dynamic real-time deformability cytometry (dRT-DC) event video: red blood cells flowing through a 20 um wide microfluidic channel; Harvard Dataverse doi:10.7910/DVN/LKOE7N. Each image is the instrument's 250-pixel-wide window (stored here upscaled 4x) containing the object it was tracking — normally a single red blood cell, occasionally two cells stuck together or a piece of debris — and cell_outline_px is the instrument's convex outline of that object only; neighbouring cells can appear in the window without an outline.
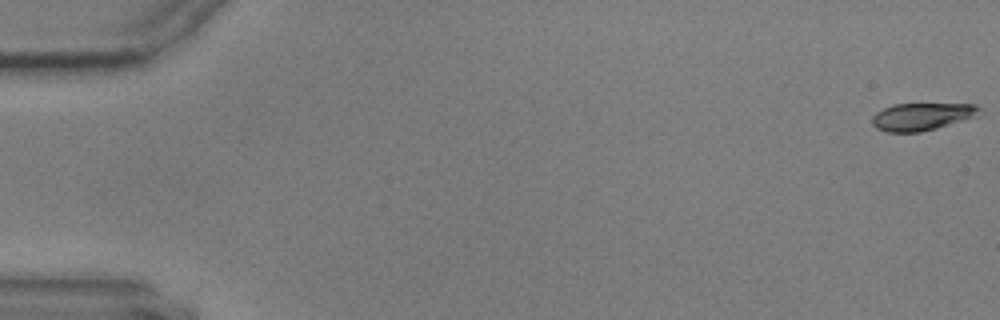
{"species": "common noctule bat (a hibernating species)", "species_latin": "Nyctalus noctula", "temperature_condition": "warm", "stored_images_in_passage": 54, "camera_frame_rate_fps": 3000, "um_per_image_px": 0.085, "animal": {"sex": "male", "body_mass_g": 17.9, "forearm_length_mm": 54.2}, "frame": {"image": 1, "passage_image": 1, "time_ms": 0.0, "image_size_px": [1000, 320], "cell_outline_px": [[980, 108], [976, 116], [936, 128], [920, 132], [888, 132], [876, 128], [872, 124], [872, 116], [876, 112], [892, 104], [976, 104]], "centroid_in_image_um": [78.31, 9.91], "position_along_channel_um": 6.7, "area_um2": 16.99}}
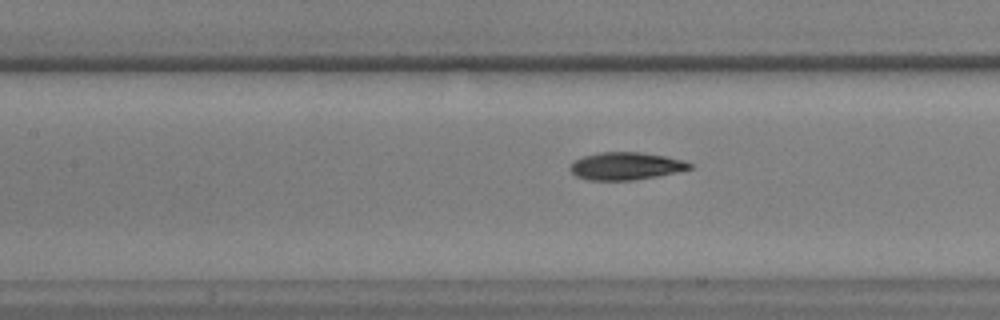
{"frame": {"image": 2, "passage_image": 27, "time_ms": 8.667, "image_size_px": [1000, 320], "cell_outline_px": [[692, 168], [676, 172], [656, 176], [632, 180], [588, 180], [576, 176], [568, 168], [572, 160], [584, 156], [600, 152], [640, 152], [664, 156], [684, 160], [692, 164]], "centroid_in_image_um": [53.15, 14.11], "position_along_channel_um": 154.2, "area_um2": 19.19}}
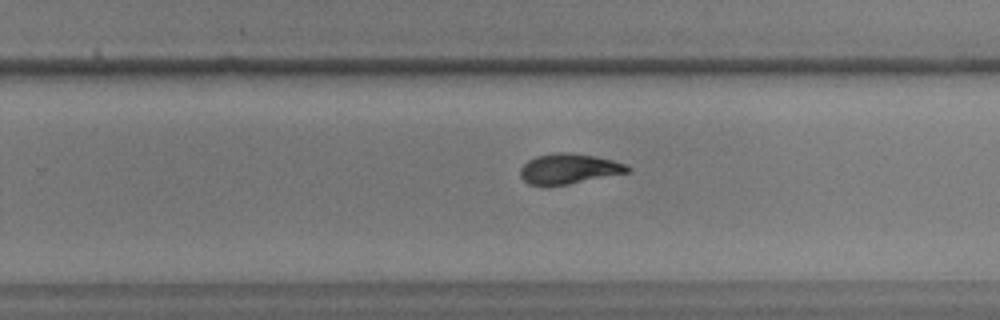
{"frame": {"image": 3, "passage_image": 38, "time_ms": 12.333, "image_size_px": [1000, 320], "cell_outline_px": [[632, 168], [628, 172], [568, 184], [544, 188], [528, 184], [520, 176], [520, 168], [528, 160], [536, 156], [552, 152], [564, 152], [592, 156], [612, 160], [624, 164]], "centroid_in_image_um": [48.27, 14.37], "position_along_channel_um": 281.5, "area_um2": 19.02}}